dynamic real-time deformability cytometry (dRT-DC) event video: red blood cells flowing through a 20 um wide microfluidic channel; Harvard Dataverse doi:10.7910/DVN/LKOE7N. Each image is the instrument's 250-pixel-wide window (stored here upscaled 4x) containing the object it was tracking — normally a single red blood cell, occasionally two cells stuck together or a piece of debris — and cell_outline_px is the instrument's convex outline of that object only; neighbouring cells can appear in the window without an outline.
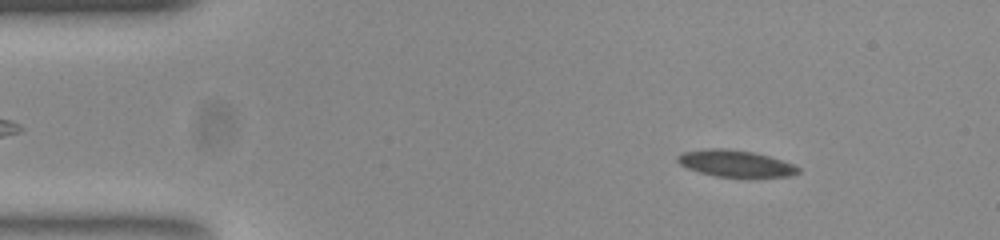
{"species": "common noctule bat (a hibernating species)", "species_latin": "Nyctalus noctula", "temperature_condition": "room temperature", "stored_images_in_passage": 54, "camera_frame_rate_fps": 3000, "um_per_image_px": 0.085, "animal": {"sex": "female", "body_mass_g": 23.0, "forearm_length_mm": 53.4}, "frame": {"image": 1, "passage_image": 6, "time_ms": 1.667, "image_size_px": [1000, 240], "cell_outline_px": [[800, 172], [788, 176], [716, 176], [700, 172], [688, 168], [680, 164], [676, 160], [676, 156], [684, 152], [708, 148], [728, 148], [752, 152], [768, 156], [792, 164], [800, 168]], "centroid_in_image_um": [62.47, 13.88], "position_along_channel_um": 22.5, "area_um2": 18.32}}
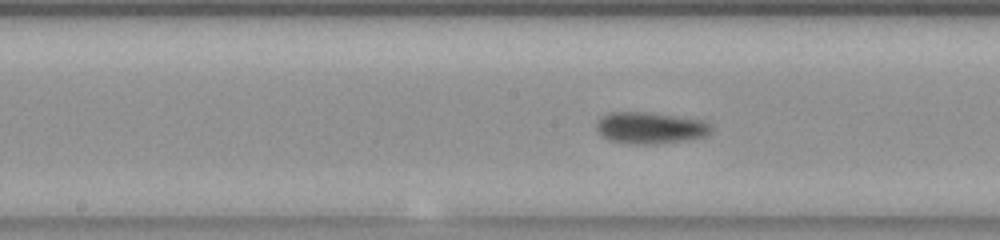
{"frame": {"image": 2, "passage_image": 26, "time_ms": 8.333, "image_size_px": [1000, 240], "cell_outline_px": [[712, 132], [708, 136], [684, 140], [656, 144], [628, 144], [608, 140], [596, 128], [596, 124], [600, 116], [608, 112], [652, 112], [708, 120], [712, 124]], "centroid_in_image_um": [55.33, 10.85], "position_along_channel_um": 192.9, "area_um2": 21.68}}
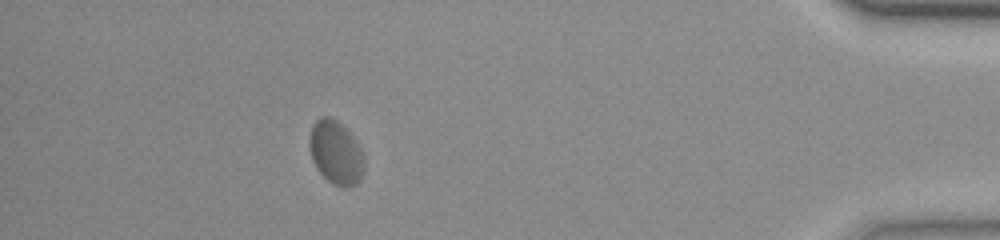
{"frame": {"image": 3, "passage_image": 48, "time_ms": 15.667, "image_size_px": [1000, 240], "cell_outline_px": [[364, 168], [360, 180], [356, 184], [348, 188], [344, 188], [332, 184], [316, 168], [312, 160], [308, 144], [312, 124], [320, 116], [328, 116], [344, 124], [348, 128], [356, 140], [364, 156]], "centroid_in_image_um": [28.55, 12.95], "position_along_channel_um": 406.7, "area_um2": 20.75}, "authors_computed_cell_mechanics": {"area_um2": 19.8543, "velocity_mm_per_s": 3.6751, "shape_relaxation_time_tau1_ms": 7.2621, "shape_relaxation_time_tau2_ms": 2.2503, "deformation_change_tau1": 0.1079, "deformation_change_tau2": 0.0561}}